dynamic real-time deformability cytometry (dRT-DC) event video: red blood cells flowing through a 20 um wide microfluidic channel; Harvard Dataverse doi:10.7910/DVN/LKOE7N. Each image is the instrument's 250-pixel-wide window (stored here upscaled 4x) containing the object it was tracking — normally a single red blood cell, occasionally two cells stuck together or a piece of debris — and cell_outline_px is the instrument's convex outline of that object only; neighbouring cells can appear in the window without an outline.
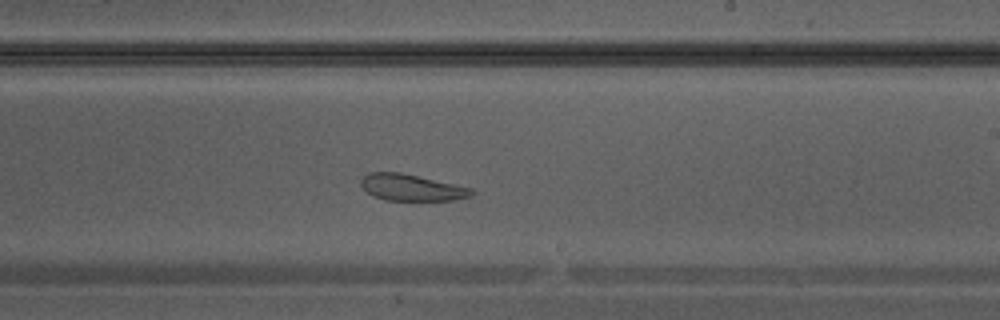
{"species": "Egyptian fruit bat (a non-hibernating species)", "species_latin": "Rousettus aegyptiacus", "temperature_condition": "warm", "stored_images_in_passage": 35, "camera_frame_rate_fps": 3000, "um_per_image_px": 0.085, "animal": {"sex": "male"}, "frame": {"image": 1, "passage_image": 20, "time_ms": 6.333, "image_size_px": [1000, 320], "cell_outline_px": [[476, 192], [472, 196], [456, 200], [384, 200], [372, 196], [360, 184], [360, 180], [368, 172], [400, 172], [472, 188]], "centroid_in_image_um": [34.99, 15.94], "position_along_channel_um": 254.0, "area_um2": 17.11}}